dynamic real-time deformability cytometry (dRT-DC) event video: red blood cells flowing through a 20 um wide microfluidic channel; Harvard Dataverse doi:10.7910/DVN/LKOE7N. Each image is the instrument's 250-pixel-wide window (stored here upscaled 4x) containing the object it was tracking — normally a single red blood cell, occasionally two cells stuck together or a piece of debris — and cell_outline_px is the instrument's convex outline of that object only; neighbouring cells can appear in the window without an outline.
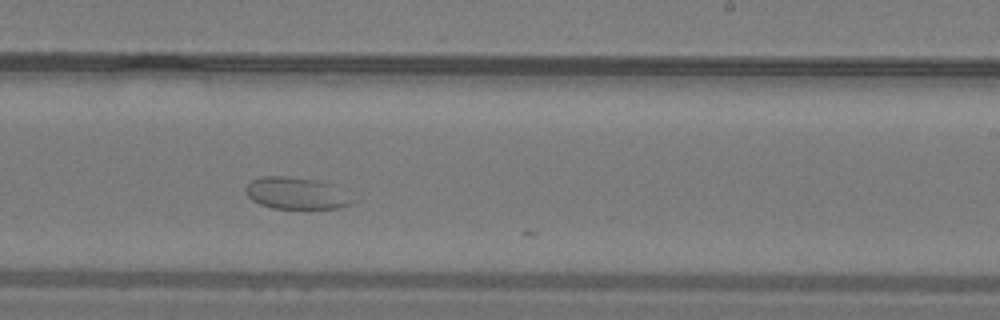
{"species": "common noctule bat (a hibernating species)", "species_latin": "Nyctalus noctula", "temperature_condition": "warm", "stored_images_in_passage": 21, "camera_frame_rate_fps": 3000, "um_per_image_px": 0.085, "animal": {"sex": "male", "body_mass_g": 19.2, "forearm_length_mm": 51.8}, "frame": {"image": 1, "passage_image": 20, "time_ms": 6.333, "image_size_px": [1000, 320], "cell_outline_px": [[352, 204], [340, 208], [272, 208], [260, 204], [252, 200], [248, 196], [244, 188], [252, 180], [260, 176], [288, 176], [312, 180], [332, 184], [352, 200]], "centroid_in_image_um": [25.11, 16.42], "position_along_channel_um": 263.9, "area_um2": 19.42}}